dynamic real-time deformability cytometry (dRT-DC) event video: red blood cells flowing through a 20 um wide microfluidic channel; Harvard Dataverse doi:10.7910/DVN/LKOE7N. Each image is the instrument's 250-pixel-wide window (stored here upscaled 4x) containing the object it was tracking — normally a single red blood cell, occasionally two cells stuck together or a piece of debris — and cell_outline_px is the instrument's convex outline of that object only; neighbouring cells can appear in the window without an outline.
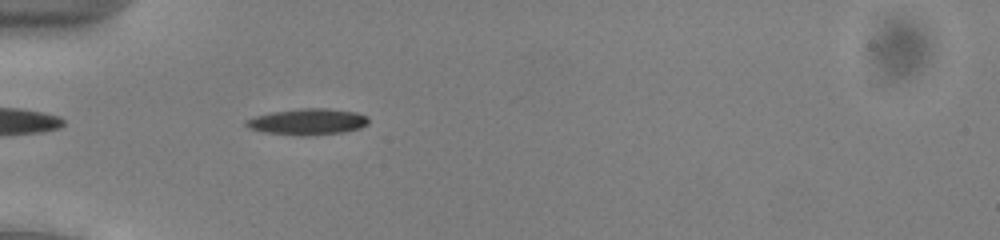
{"species": "common noctule bat (a hibernating species)", "species_latin": "Nyctalus noctula", "temperature_condition": "cold", "stored_images_in_passage": 38, "camera_frame_rate_fps": 3000, "um_per_image_px": 0.085, "animal": {"sex": "male", "body_mass_g": 13.0, "forearm_length_mm": 53.1}, "frame": {"image": 1, "passage_image": 2, "time_ms": 0.333, "image_size_px": [1000, 240], "cell_outline_px": [[368, 124], [360, 128], [344, 132], [304, 136], [300, 136], [264, 132], [248, 128], [244, 124], [244, 120], [256, 116], [272, 112], [304, 108], [324, 108], [356, 112], [368, 116]], "centroid_in_image_um": [26.14, 10.35], "position_along_channel_um": 58.9, "area_um2": 18.73}}
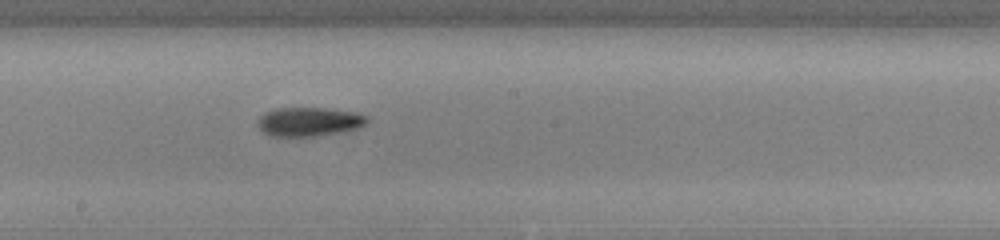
{"frame": {"image": 2, "passage_image": 15, "time_ms": 4.667, "image_size_px": [1000, 240], "cell_outline_px": [[368, 124], [360, 128], [320, 136], [272, 136], [264, 132], [256, 124], [256, 120], [264, 112], [276, 108], [324, 108], [356, 112], [368, 116]], "centroid_in_image_um": [26.29, 10.34], "position_along_channel_um": 221.9, "area_um2": 18.73}}
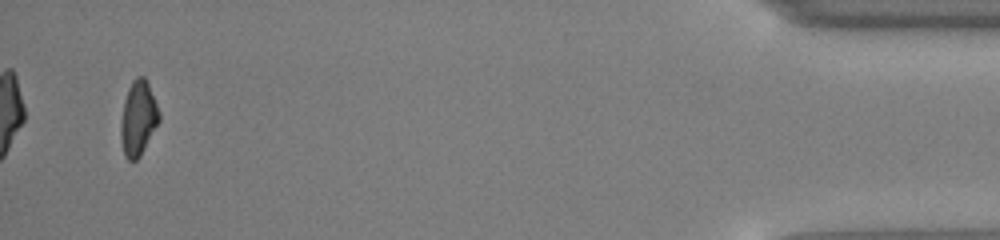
{"frame": {"image": 3, "passage_image": 36, "time_ms": 11.667, "image_size_px": [1000, 240], "cell_outline_px": [[160, 120], [140, 156], [136, 160], [128, 160], [124, 156], [120, 136], [120, 120], [124, 100], [128, 88], [132, 80], [136, 76], [144, 76], [148, 84], [160, 112]], "centroid_in_image_um": [11.73, 10.05], "position_along_channel_um": 423.5, "area_um2": 16.76}, "authors_computed_cell_mechanics": {"area_um2": 17.8313, "velocity_mm_per_s": 3.9556, "shape_relaxation_time_tau1_ms": null, "shape_relaxation_time_tau2_ms": 7.4248, "deformation_change_tau1": null, "deformation_change_tau2": 0.1676}}